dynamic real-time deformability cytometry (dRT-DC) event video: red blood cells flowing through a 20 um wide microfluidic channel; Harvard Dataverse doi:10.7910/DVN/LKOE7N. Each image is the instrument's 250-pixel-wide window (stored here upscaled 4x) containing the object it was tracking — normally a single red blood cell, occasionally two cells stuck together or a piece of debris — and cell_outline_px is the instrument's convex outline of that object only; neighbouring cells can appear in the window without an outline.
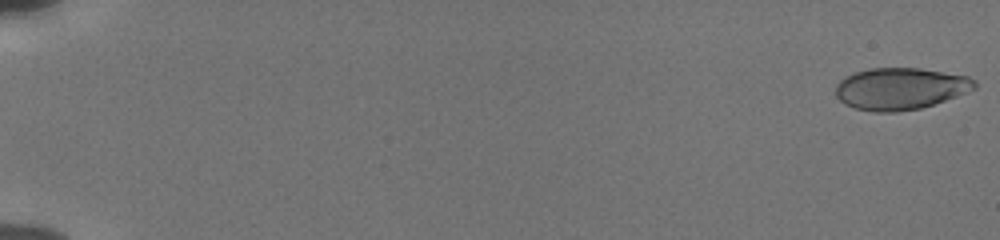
{"species": "human", "species_latin": "Homo sapiens", "temperature_condition": "cold", "stored_images_in_passage": 55, "camera_frame_rate_fps": 3000, "um_per_image_px": 0.085, "donor": {"sex": "male"}, "frame": {"image": 1, "passage_image": 1, "time_ms": 0.0, "image_size_px": [1000, 240], "cell_outline_px": [[976, 88], [968, 92], [920, 108], [896, 112], [872, 112], [856, 108], [844, 104], [836, 96], [836, 84], [844, 76], [868, 68], [920, 68], [968, 76], [976, 80]], "centroid_in_image_um": [76.51, 7.53], "position_along_channel_um": 8.5, "area_um2": 33.93}}
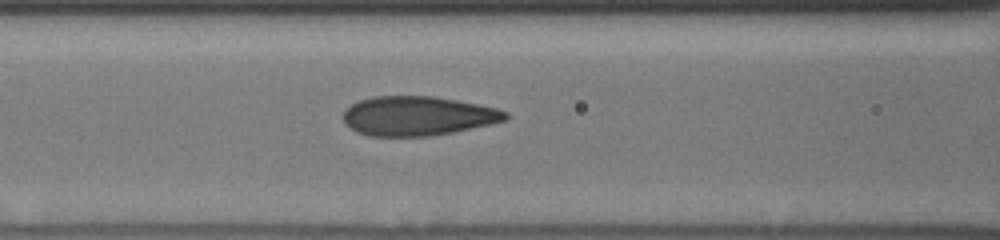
{"frame": {"image": 2, "passage_image": 26, "time_ms": 8.333, "image_size_px": [1000, 240], "cell_outline_px": [[508, 120], [452, 132], [428, 136], [368, 136], [356, 132], [344, 124], [344, 112], [352, 104], [360, 100], [376, 96], [432, 96], [456, 100], [496, 108], [508, 112]], "centroid_in_image_um": [35.49, 9.86], "position_along_channel_um": 131.1, "area_um2": 36.99}}
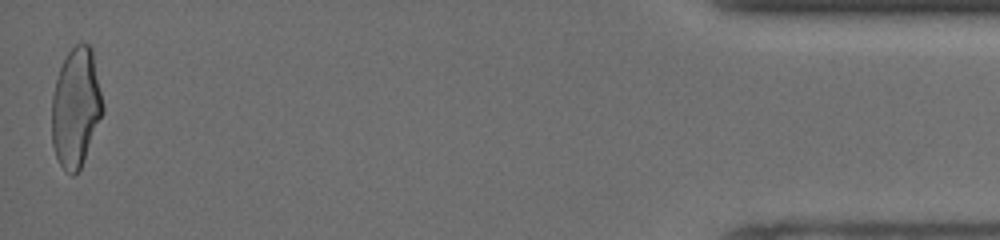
{"frame": {"image": 3, "passage_image": 55, "time_ms": 18.0, "image_size_px": [1000, 240], "cell_outline_px": [[104, 112], [80, 168], [72, 176], [60, 164], [56, 156], [52, 144], [52, 96], [56, 80], [60, 68], [68, 52], [80, 40], [88, 44], [92, 48], [104, 104]], "centroid_in_image_um": [6.46, 9.1], "position_along_channel_um": 428.7, "area_um2": 35.43}, "authors_computed_cell_mechanics": {"area_um2": 35.836, "velocity_mm_per_s": 3.8657, "shape_relaxation_time_tau1_ms": 3.6986, "shape_relaxation_time_tau2_ms": 0.6583, "deformation_change_tau1": 0.1521, "deformation_change_tau2": 0.0583}}